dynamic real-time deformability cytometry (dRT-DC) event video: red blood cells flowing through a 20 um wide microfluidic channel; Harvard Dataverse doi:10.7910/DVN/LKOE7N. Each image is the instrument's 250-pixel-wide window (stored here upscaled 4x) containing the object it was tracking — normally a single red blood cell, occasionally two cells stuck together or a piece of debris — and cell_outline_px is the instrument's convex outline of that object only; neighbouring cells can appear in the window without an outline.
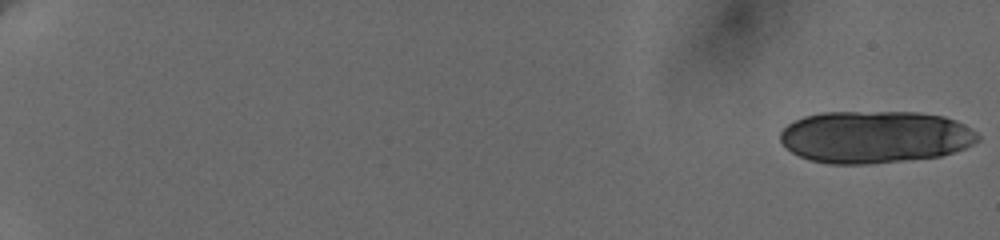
{"species": "human", "species_latin": "Homo sapiens", "temperature_condition": "cold", "stored_images_in_passage": 33, "camera_frame_rate_fps": 3000, "um_per_image_px": 0.085, "donor": {"sex": "female"}, "frame": {"image": 1, "passage_image": 1, "time_ms": 0.0, "image_size_px": [1000, 240], "cell_outline_px": [[980, 140], [964, 148], [940, 156], [872, 164], [828, 164], [812, 160], [800, 156], [792, 152], [780, 140], [780, 132], [788, 124], [804, 116], [820, 112], [916, 112], [944, 116], [956, 120], [964, 124], [976, 132], [980, 136]], "centroid_in_image_um": [74.38, 11.63], "position_along_channel_um": 10.6, "area_um2": 60.29}}